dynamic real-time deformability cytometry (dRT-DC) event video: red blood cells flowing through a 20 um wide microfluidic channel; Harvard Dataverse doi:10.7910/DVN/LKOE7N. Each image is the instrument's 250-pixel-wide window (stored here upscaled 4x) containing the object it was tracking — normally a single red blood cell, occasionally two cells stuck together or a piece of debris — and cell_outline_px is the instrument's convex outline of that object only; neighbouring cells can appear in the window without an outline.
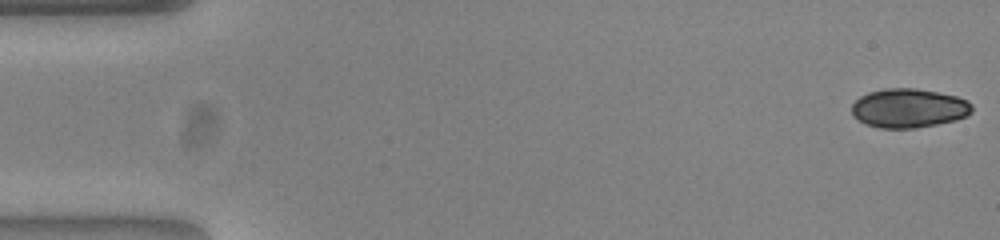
{"species": "common noctule bat (a hibernating species)", "species_latin": "Nyctalus noctula", "temperature_condition": "warm", "stored_images_in_passage": 52, "camera_frame_rate_fps": 3000, "um_per_image_px": 0.085, "animal": {"sex": "female", "body_mass_g": 23.0, "forearm_length_mm": 53.4}, "frame": {"image": 1, "passage_image": 1, "time_ms": 0.0, "image_size_px": [1000, 240], "cell_outline_px": [[972, 112], [968, 116], [956, 120], [916, 128], [880, 128], [864, 124], [852, 116], [852, 104], [860, 96], [868, 92], [884, 88], [916, 88], [956, 96], [968, 100], [972, 104]], "centroid_in_image_um": [77.24, 9.19], "position_along_channel_um": 7.8, "area_um2": 27.63}}
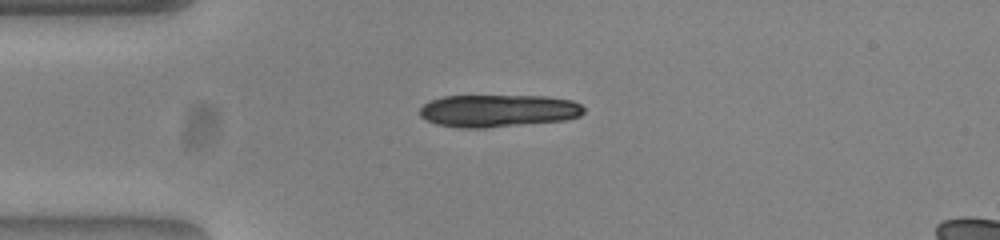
{"frame": {"image": 2, "passage_image": 13, "time_ms": 4.0, "image_size_px": [1000, 240], "cell_outline_px": [[584, 112], [580, 116], [564, 120], [484, 128], [460, 128], [436, 124], [420, 116], [420, 108], [428, 100], [444, 96], [548, 96], [572, 100], [580, 104], [584, 108]], "centroid_in_image_um": [42.33, 9.41], "position_along_channel_um": 42.7, "area_um2": 31.1}, "authors_computed_cell_mechanics": {"area_um2": 28.0908, "velocity_mm_per_s": 3.8823, "shape_relaxation_time_tau1_ms": 1.91, "shape_relaxation_time_tau2_ms": 8.8682, "deformation_change_tau1": 0.2601, "deformation_change_tau2": 0.1568}}